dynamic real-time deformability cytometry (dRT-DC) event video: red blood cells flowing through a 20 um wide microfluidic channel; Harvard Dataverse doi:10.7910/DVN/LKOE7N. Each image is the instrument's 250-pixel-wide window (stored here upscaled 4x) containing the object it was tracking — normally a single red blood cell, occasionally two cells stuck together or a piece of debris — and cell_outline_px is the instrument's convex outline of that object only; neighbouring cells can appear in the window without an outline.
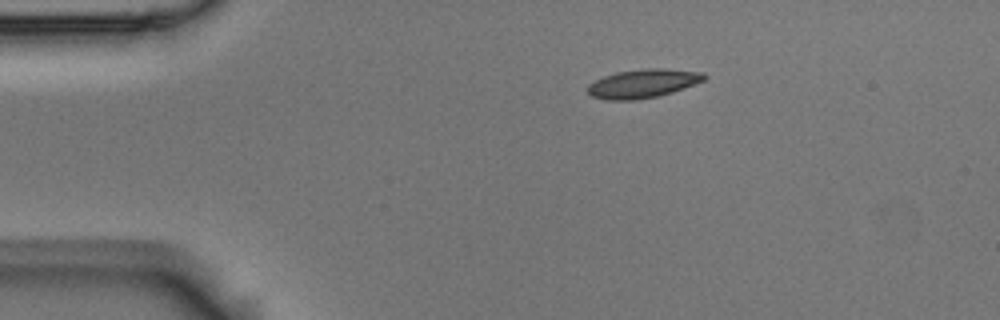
{"species": "Egyptian fruit bat (a non-hibernating species)", "species_latin": "Rousettus aegyptiacus", "temperature_condition": "room temperature", "stored_images_in_passage": 2, "camera_frame_rate_fps": 3000, "um_per_image_px": 0.085, "animal": {"sex": "male"}, "frame": {"image": 1, "passage_image": 1, "time_ms": 0.0, "image_size_px": [1000, 320], "cell_outline_px": [[708, 76], [704, 80], [684, 88], [672, 92], [656, 96], [632, 100], [608, 100], [592, 96], [588, 92], [588, 84], [604, 76], [616, 72], [648, 68], [668, 68], [704, 72]], "centroid_in_image_um": [54.68, 7.08], "position_along_channel_um": 30.3, "area_um2": 19.42}}